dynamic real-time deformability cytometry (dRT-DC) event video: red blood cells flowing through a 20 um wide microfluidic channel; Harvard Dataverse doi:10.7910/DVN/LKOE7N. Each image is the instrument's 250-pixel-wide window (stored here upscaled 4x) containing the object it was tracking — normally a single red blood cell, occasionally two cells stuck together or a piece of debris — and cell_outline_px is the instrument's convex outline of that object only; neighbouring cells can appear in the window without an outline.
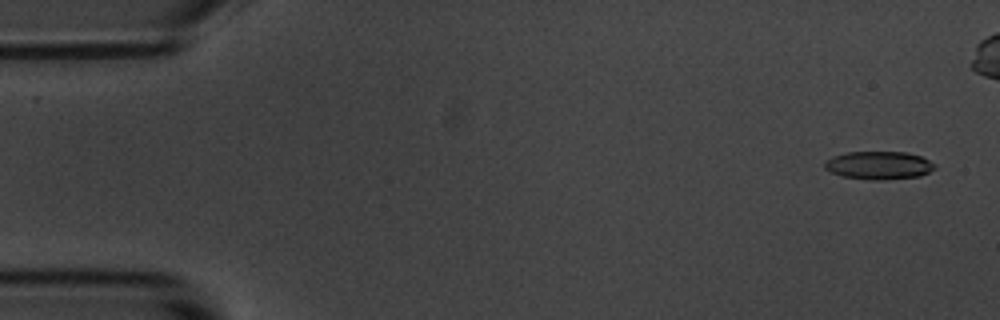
{"species": "common noctule bat (a hibernating species)", "species_latin": "Nyctalus noctula", "temperature_condition": "room temperature", "stored_images_in_passage": 50, "camera_frame_rate_fps": 3000, "um_per_image_px": 0.085, "animal": {"sex": "male", "body_mass_g": 20.1, "forearm_length_mm": 53.5}, "frame": {"image": 1, "passage_image": 3, "time_ms": 0.667, "image_size_px": [1000, 320], "cell_outline_px": [[936, 168], [920, 176], [884, 180], [868, 180], [840, 176], [824, 168], [824, 160], [832, 156], [848, 152], [908, 152], [920, 156], [936, 164]], "centroid_in_image_um": [74.68, 14.06], "position_along_channel_um": 10.3, "area_um2": 18.21}}
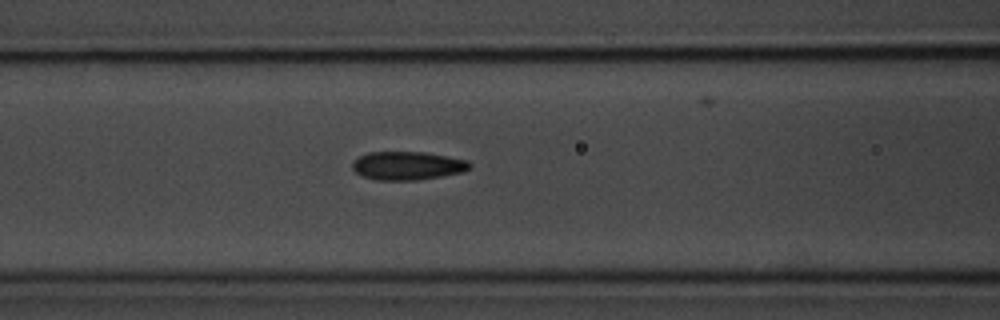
{"frame": {"image": 2, "passage_image": 23, "time_ms": 7.333, "image_size_px": [1000, 320], "cell_outline_px": [[472, 164], [464, 172], [416, 180], [376, 180], [360, 176], [352, 168], [352, 160], [368, 152], [424, 152], [468, 160]], "centroid_in_image_um": [34.6, 14.08], "position_along_channel_um": 132.0, "area_um2": 19.48}}
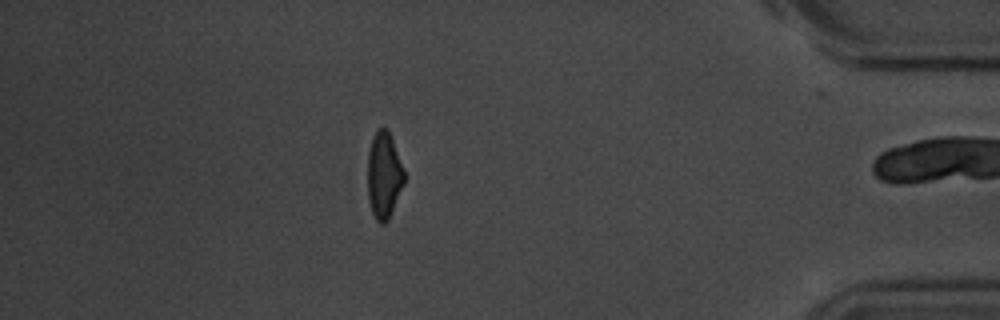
{"frame": {"image": 3, "passage_image": 49, "time_ms": 16.0, "image_size_px": [1000, 320], "cell_outline_px": [[404, 184], [388, 220], [384, 224], [380, 224], [376, 220], [372, 212], [368, 200], [368, 152], [372, 136], [376, 128], [388, 128], [404, 168]], "centroid_in_image_um": [32.63, 14.87], "position_along_channel_um": 402.6, "area_um2": 18.67}, "authors_computed_cell_mechanics": {"area_um2": 18.9006, "velocity_mm_per_s": 3.6307, "shape_relaxation_time_tau1_ms": 3.0356, "shape_relaxation_time_tau2_ms": 2.2171, "deformation_change_tau1": 0.1239, "deformation_change_tau2": 0.1038}}